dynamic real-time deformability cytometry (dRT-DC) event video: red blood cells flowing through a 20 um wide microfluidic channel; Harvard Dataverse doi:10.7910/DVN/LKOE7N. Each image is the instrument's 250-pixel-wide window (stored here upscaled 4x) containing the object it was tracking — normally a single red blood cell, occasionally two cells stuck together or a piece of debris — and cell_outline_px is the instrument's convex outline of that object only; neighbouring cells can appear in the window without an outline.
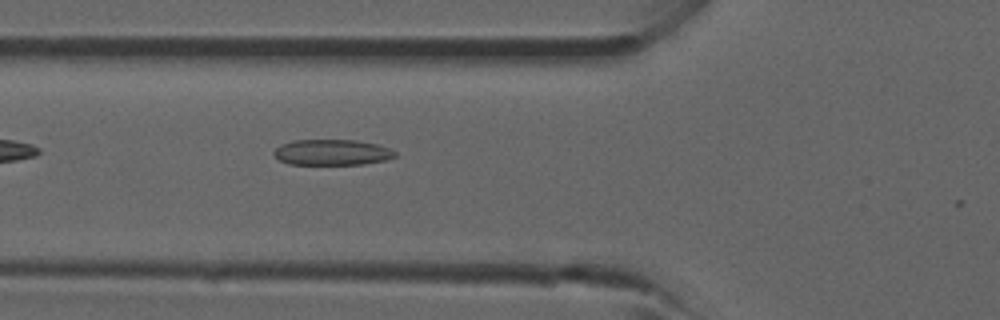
{"species": "common noctule bat (a hibernating species)", "species_latin": "Nyctalus noctula", "temperature_condition": "room temperature", "stored_images_in_passage": 5, "camera_frame_rate_fps": 3000, "um_per_image_px": 0.085, "animal": {"sex": "male", "forearm_length_mm": 52.5}, "frame": {"image": 1, "passage_image": 5, "time_ms": 5.333, "image_size_px": [1000, 320], "cell_outline_px": [[396, 156], [384, 160], [364, 164], [288, 164], [280, 160], [272, 152], [280, 144], [292, 140], [356, 140], [376, 144], [388, 148], [396, 152]], "centroid_in_image_um": [28.19, 12.94], "position_along_channel_um": 97.6, "area_um2": 18.09}}